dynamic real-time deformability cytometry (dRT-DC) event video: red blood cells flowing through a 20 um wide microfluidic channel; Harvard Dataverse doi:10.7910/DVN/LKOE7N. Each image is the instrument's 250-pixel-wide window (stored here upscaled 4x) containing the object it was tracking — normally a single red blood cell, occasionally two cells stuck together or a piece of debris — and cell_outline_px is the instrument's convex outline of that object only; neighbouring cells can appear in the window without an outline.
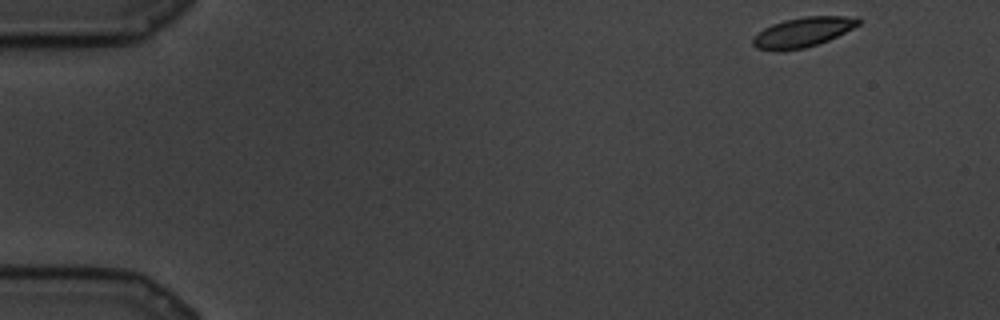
{"species": "common noctule bat (a hibernating species)", "species_latin": "Nyctalus noctula", "temperature_condition": "cold", "stored_images_in_passage": 23, "camera_frame_rate_fps": 3000, "um_per_image_px": 0.085, "animal": {"sex": "male", "body_mass_g": 19.5, "forearm_length_mm": 54.6}, "frame": {"image": 1, "passage_image": 1, "time_ms": 0.0, "image_size_px": [1000, 320], "cell_outline_px": [[860, 24], [828, 40], [804, 48], [780, 52], [776, 52], [756, 48], [752, 44], [752, 36], [764, 28], [772, 24], [784, 20], [804, 16], [856, 16], [860, 20]], "centroid_in_image_um": [68.18, 2.74], "position_along_channel_um": 16.8, "area_um2": 18.44}}
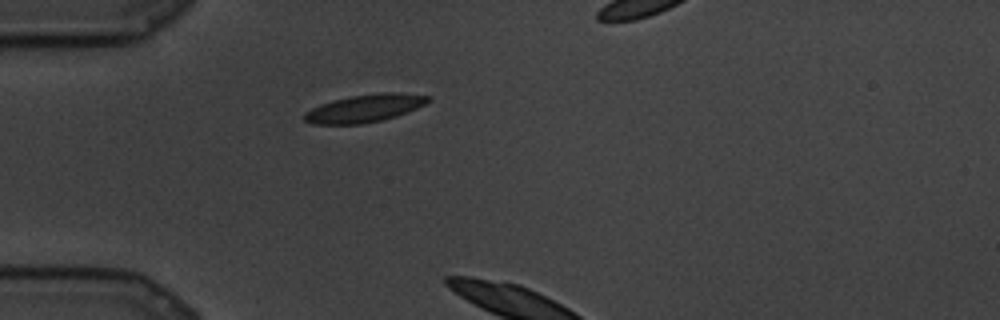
{"frame": {"image": 2, "passage_image": 19, "time_ms": 6.0, "image_size_px": [1000, 320], "cell_outline_px": [[432, 100], [408, 112], [396, 116], [380, 120], [360, 124], [312, 124], [304, 120], [304, 112], [312, 108], [336, 100], [352, 96], [384, 92], [396, 92], [432, 96]], "centroid_in_image_um": [31.04, 9.2], "position_along_channel_um": 54.0, "area_um2": 19.71}}